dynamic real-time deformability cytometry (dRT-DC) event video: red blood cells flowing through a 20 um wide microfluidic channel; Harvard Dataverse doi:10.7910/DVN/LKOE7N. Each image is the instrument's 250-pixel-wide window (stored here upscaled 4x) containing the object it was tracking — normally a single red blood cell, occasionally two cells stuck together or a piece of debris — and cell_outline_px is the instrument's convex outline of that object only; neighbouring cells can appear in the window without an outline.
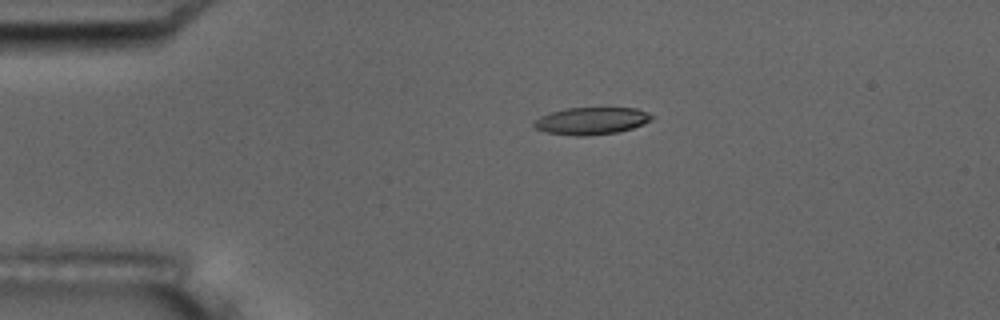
{"species": "common noctule bat (a hibernating species)", "species_latin": "Nyctalus noctula", "temperature_condition": "room temperature", "stored_images_in_passage": 4, "camera_frame_rate_fps": 3000, "um_per_image_px": 0.085, "animal": {"sex": "male", "body_mass_g": 17.5, "forearm_length_mm": 52.3}, "frame": {"image": 1, "passage_image": 2, "time_ms": 1.333, "image_size_px": [1000, 320], "cell_outline_px": [[656, 116], [652, 120], [644, 124], [632, 128], [616, 132], [584, 136], [576, 136], [544, 132], [536, 128], [532, 124], [540, 116], [548, 112], [564, 108], [636, 108], [648, 112]], "centroid_in_image_um": [50.28, 10.26], "position_along_channel_um": 34.7, "area_um2": 18.84}}